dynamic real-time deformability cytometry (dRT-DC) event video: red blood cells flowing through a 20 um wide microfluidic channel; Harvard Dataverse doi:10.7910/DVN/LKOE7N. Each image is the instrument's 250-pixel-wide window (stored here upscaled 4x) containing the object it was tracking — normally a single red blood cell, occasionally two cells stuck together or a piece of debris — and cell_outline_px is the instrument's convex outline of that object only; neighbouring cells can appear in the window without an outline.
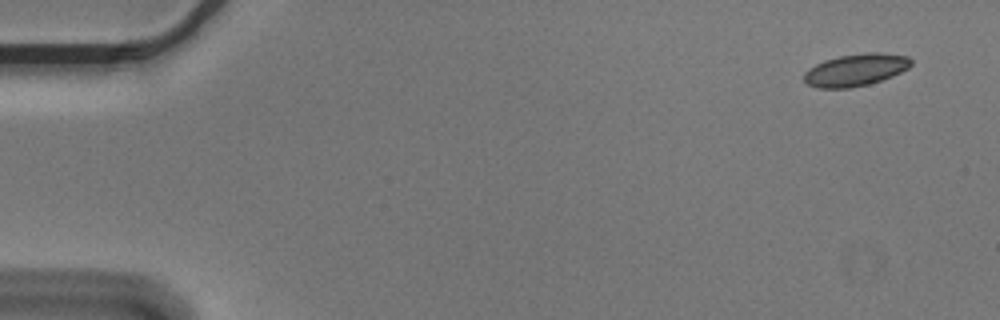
{"species": "Egyptian fruit bat (a non-hibernating species)", "species_latin": "Rousettus aegyptiacus", "temperature_condition": "cold", "stored_images_in_passage": 5, "camera_frame_rate_fps": 3000, "um_per_image_px": 0.085, "animal": {"sex": "male"}, "frame": {"image": 1, "passage_image": 1, "time_ms": 0.0, "image_size_px": [1000, 320], "cell_outline_px": [[912, 64], [908, 68], [892, 76], [868, 84], [848, 88], [816, 88], [808, 84], [804, 80], [804, 72], [808, 68], [824, 60], [840, 56], [864, 52], [880, 52], [908, 56], [912, 60]], "centroid_in_image_um": [72.72, 5.93], "position_along_channel_um": 12.3, "area_um2": 20.11}}
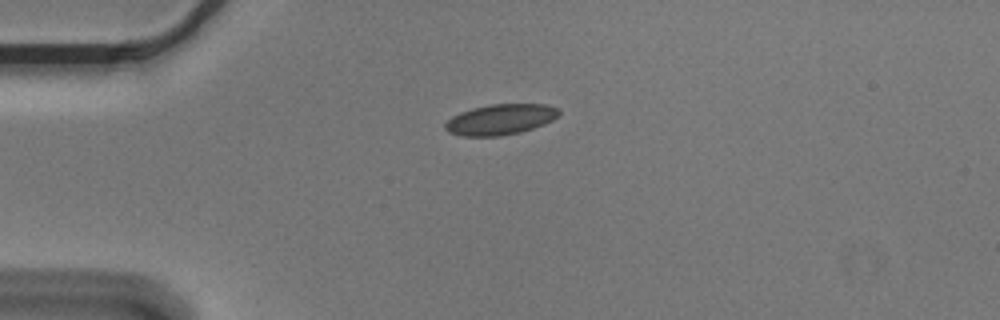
{"frame": {"image": 2, "passage_image": 4, "time_ms": 1.0, "image_size_px": [1000, 320], "cell_outline_px": [[560, 112], [552, 120], [544, 124], [520, 132], [500, 136], [460, 136], [448, 132], [444, 128], [444, 124], [452, 116], [460, 112], [472, 108], [492, 104], [548, 104], [556, 108]], "centroid_in_image_um": [42.49, 10.15], "position_along_channel_um": 42.5, "area_um2": 20.23}}